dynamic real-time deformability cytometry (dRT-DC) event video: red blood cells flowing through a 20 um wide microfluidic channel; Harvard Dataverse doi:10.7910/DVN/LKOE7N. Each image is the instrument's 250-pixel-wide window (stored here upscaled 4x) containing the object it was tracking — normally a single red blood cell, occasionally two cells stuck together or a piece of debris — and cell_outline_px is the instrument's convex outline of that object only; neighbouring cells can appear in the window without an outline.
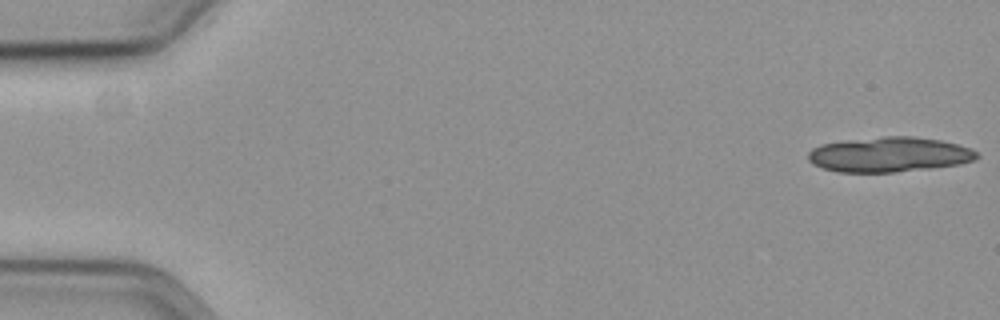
{"species": "common noctule bat (a hibernating species)", "species_latin": "Nyctalus noctula", "temperature_condition": "cold", "stored_images_in_passage": 16, "camera_frame_rate_fps": 3000, "um_per_image_px": 0.085, "animal": {"sex": "female", "body_mass_g": 19.3, "forearm_length_mm": 54.1}, "frame": {"image": 1, "passage_image": 1, "time_ms": 0.0, "image_size_px": [1000, 320], "cell_outline_px": [[980, 156], [976, 160], [960, 164], [896, 172], [836, 172], [812, 164], [808, 160], [808, 152], [812, 148], [820, 144], [848, 140], [884, 136], [916, 136], [940, 140], [972, 148]], "centroid_in_image_um": [75.58, 13.13], "position_along_channel_um": 9.4, "area_um2": 34.51}}